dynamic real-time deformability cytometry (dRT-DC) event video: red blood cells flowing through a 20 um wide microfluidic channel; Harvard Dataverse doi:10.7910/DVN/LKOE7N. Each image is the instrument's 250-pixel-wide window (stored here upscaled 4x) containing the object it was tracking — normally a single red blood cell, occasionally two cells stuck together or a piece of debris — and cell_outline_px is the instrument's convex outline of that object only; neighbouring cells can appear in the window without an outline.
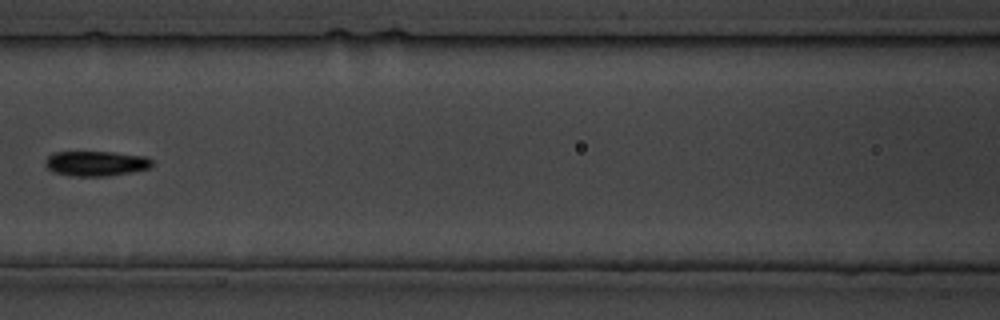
{"species": "common noctule bat (a hibernating species)", "species_latin": "Nyctalus noctula", "temperature_condition": "cold", "stored_images_in_passage": 27, "camera_frame_rate_fps": 3000, "um_per_image_px": 0.085, "animal": {"sex": "male", "body_mass_g": 19.5, "forearm_length_mm": 54.6}, "frame": {"image": 1, "passage_image": 8, "time_ms": 9.0, "image_size_px": [1000, 320], "cell_outline_px": [[152, 164], [148, 168], [132, 172], [108, 176], [72, 176], [56, 172], [48, 168], [44, 164], [44, 160], [52, 152], [112, 152], [144, 156], [152, 160]], "centroid_in_image_um": [8.13, 13.89], "position_along_channel_um": 158.5, "area_um2": 15.49}}
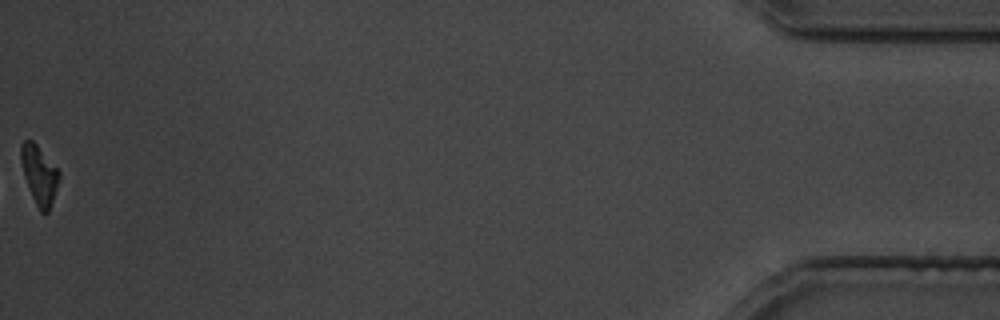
{"frame": {"image": 2, "passage_image": 27, "time_ms": 32.667, "image_size_px": [1000, 320], "cell_outline_px": [[60, 176], [48, 212], [40, 212], [32, 196], [24, 176], [20, 160], [20, 144], [24, 140], [32, 140], [36, 144], [60, 172]], "centroid_in_image_um": [3.31, 14.83], "position_along_channel_um": 431.9, "area_um2": 12.77}}